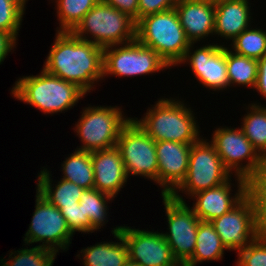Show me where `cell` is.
<instances>
[{"label":"cell","mask_w":266,"mask_h":266,"mask_svg":"<svg viewBox=\"0 0 266 266\" xmlns=\"http://www.w3.org/2000/svg\"><path fill=\"white\" fill-rule=\"evenodd\" d=\"M172 69L153 49L136 39L127 44L103 48V79L105 77H134Z\"/></svg>","instance_id":"8"},{"label":"cell","mask_w":266,"mask_h":266,"mask_svg":"<svg viewBox=\"0 0 266 266\" xmlns=\"http://www.w3.org/2000/svg\"><path fill=\"white\" fill-rule=\"evenodd\" d=\"M192 144L173 141L156 142L158 160L157 184L161 195H170L184 180Z\"/></svg>","instance_id":"17"},{"label":"cell","mask_w":266,"mask_h":266,"mask_svg":"<svg viewBox=\"0 0 266 266\" xmlns=\"http://www.w3.org/2000/svg\"><path fill=\"white\" fill-rule=\"evenodd\" d=\"M17 100L40 110L43 114H57L73 108L86 93L76 84L47 73L22 76L11 89Z\"/></svg>","instance_id":"3"},{"label":"cell","mask_w":266,"mask_h":266,"mask_svg":"<svg viewBox=\"0 0 266 266\" xmlns=\"http://www.w3.org/2000/svg\"><path fill=\"white\" fill-rule=\"evenodd\" d=\"M43 69L76 84L86 94L103 79V48L81 40L72 32H56Z\"/></svg>","instance_id":"1"},{"label":"cell","mask_w":266,"mask_h":266,"mask_svg":"<svg viewBox=\"0 0 266 266\" xmlns=\"http://www.w3.org/2000/svg\"><path fill=\"white\" fill-rule=\"evenodd\" d=\"M254 89L266 100V55L258 60V74Z\"/></svg>","instance_id":"38"},{"label":"cell","mask_w":266,"mask_h":266,"mask_svg":"<svg viewBox=\"0 0 266 266\" xmlns=\"http://www.w3.org/2000/svg\"><path fill=\"white\" fill-rule=\"evenodd\" d=\"M135 39L158 53L170 68L179 66L191 44L175 8L139 19L136 22Z\"/></svg>","instance_id":"4"},{"label":"cell","mask_w":266,"mask_h":266,"mask_svg":"<svg viewBox=\"0 0 266 266\" xmlns=\"http://www.w3.org/2000/svg\"><path fill=\"white\" fill-rule=\"evenodd\" d=\"M42 168L43 169L37 176L38 181L36 183V191L56 207H71L79 205L80 196L85 189L75 183L63 179H60L54 184L51 179L52 174L50 173L52 171L47 170L45 167Z\"/></svg>","instance_id":"22"},{"label":"cell","mask_w":266,"mask_h":266,"mask_svg":"<svg viewBox=\"0 0 266 266\" xmlns=\"http://www.w3.org/2000/svg\"><path fill=\"white\" fill-rule=\"evenodd\" d=\"M249 2V0H225L214 4V36H220L231 42L244 30L250 28L253 17Z\"/></svg>","instance_id":"20"},{"label":"cell","mask_w":266,"mask_h":266,"mask_svg":"<svg viewBox=\"0 0 266 266\" xmlns=\"http://www.w3.org/2000/svg\"><path fill=\"white\" fill-rule=\"evenodd\" d=\"M178 0H138V20L175 7Z\"/></svg>","instance_id":"35"},{"label":"cell","mask_w":266,"mask_h":266,"mask_svg":"<svg viewBox=\"0 0 266 266\" xmlns=\"http://www.w3.org/2000/svg\"><path fill=\"white\" fill-rule=\"evenodd\" d=\"M211 223L229 251L244 249L261 233L253 203L247 195Z\"/></svg>","instance_id":"14"},{"label":"cell","mask_w":266,"mask_h":266,"mask_svg":"<svg viewBox=\"0 0 266 266\" xmlns=\"http://www.w3.org/2000/svg\"><path fill=\"white\" fill-rule=\"evenodd\" d=\"M234 177L235 181L237 180L234 187L237 186L238 188L235 194L231 193L234 183H231L230 178L222 185L199 191L191 196L192 200L195 201L191 208L201 221L212 222L229 212L246 196V180L238 176Z\"/></svg>","instance_id":"16"},{"label":"cell","mask_w":266,"mask_h":266,"mask_svg":"<svg viewBox=\"0 0 266 266\" xmlns=\"http://www.w3.org/2000/svg\"><path fill=\"white\" fill-rule=\"evenodd\" d=\"M220 44L210 43L194 49V43H191L179 62V65L187 63L199 84L212 91H223L230 87L226 65V46L224 43Z\"/></svg>","instance_id":"13"},{"label":"cell","mask_w":266,"mask_h":266,"mask_svg":"<svg viewBox=\"0 0 266 266\" xmlns=\"http://www.w3.org/2000/svg\"><path fill=\"white\" fill-rule=\"evenodd\" d=\"M35 196V209L25 233L24 245L42 242L39 246L57 253L68 250L74 234L68 228L64 216L37 191Z\"/></svg>","instance_id":"11"},{"label":"cell","mask_w":266,"mask_h":266,"mask_svg":"<svg viewBox=\"0 0 266 266\" xmlns=\"http://www.w3.org/2000/svg\"><path fill=\"white\" fill-rule=\"evenodd\" d=\"M202 1L210 2V3L216 4V3H218V2H222V1H225V0H202Z\"/></svg>","instance_id":"40"},{"label":"cell","mask_w":266,"mask_h":266,"mask_svg":"<svg viewBox=\"0 0 266 266\" xmlns=\"http://www.w3.org/2000/svg\"><path fill=\"white\" fill-rule=\"evenodd\" d=\"M237 254V266H266V233H260Z\"/></svg>","instance_id":"33"},{"label":"cell","mask_w":266,"mask_h":266,"mask_svg":"<svg viewBox=\"0 0 266 266\" xmlns=\"http://www.w3.org/2000/svg\"><path fill=\"white\" fill-rule=\"evenodd\" d=\"M161 196L168 222V232H162V235L174 258L183 266L195 251L197 229L201 220L186 202L178 201L170 195Z\"/></svg>","instance_id":"12"},{"label":"cell","mask_w":266,"mask_h":266,"mask_svg":"<svg viewBox=\"0 0 266 266\" xmlns=\"http://www.w3.org/2000/svg\"><path fill=\"white\" fill-rule=\"evenodd\" d=\"M57 252L41 246L10 252L8 259H0L1 266H53ZM13 255V256H12ZM9 260V261H8Z\"/></svg>","instance_id":"30"},{"label":"cell","mask_w":266,"mask_h":266,"mask_svg":"<svg viewBox=\"0 0 266 266\" xmlns=\"http://www.w3.org/2000/svg\"><path fill=\"white\" fill-rule=\"evenodd\" d=\"M225 250L218 233L211 222L200 221L197 229L195 251L183 266H196L209 261L222 260Z\"/></svg>","instance_id":"23"},{"label":"cell","mask_w":266,"mask_h":266,"mask_svg":"<svg viewBox=\"0 0 266 266\" xmlns=\"http://www.w3.org/2000/svg\"><path fill=\"white\" fill-rule=\"evenodd\" d=\"M17 42L11 34L0 30V65L4 62L8 53L14 51Z\"/></svg>","instance_id":"37"},{"label":"cell","mask_w":266,"mask_h":266,"mask_svg":"<svg viewBox=\"0 0 266 266\" xmlns=\"http://www.w3.org/2000/svg\"><path fill=\"white\" fill-rule=\"evenodd\" d=\"M63 180L70 181L83 189L94 188V171L91 152L77 150L68 155L61 164Z\"/></svg>","instance_id":"25"},{"label":"cell","mask_w":266,"mask_h":266,"mask_svg":"<svg viewBox=\"0 0 266 266\" xmlns=\"http://www.w3.org/2000/svg\"><path fill=\"white\" fill-rule=\"evenodd\" d=\"M128 247V257L141 266H181L162 233L122 225L120 228Z\"/></svg>","instance_id":"15"},{"label":"cell","mask_w":266,"mask_h":266,"mask_svg":"<svg viewBox=\"0 0 266 266\" xmlns=\"http://www.w3.org/2000/svg\"><path fill=\"white\" fill-rule=\"evenodd\" d=\"M181 26L190 43L214 35L215 5L202 0H178L175 5Z\"/></svg>","instance_id":"19"},{"label":"cell","mask_w":266,"mask_h":266,"mask_svg":"<svg viewBox=\"0 0 266 266\" xmlns=\"http://www.w3.org/2000/svg\"><path fill=\"white\" fill-rule=\"evenodd\" d=\"M136 23L124 12L100 0L72 33L81 40L106 48L135 40Z\"/></svg>","instance_id":"5"},{"label":"cell","mask_w":266,"mask_h":266,"mask_svg":"<svg viewBox=\"0 0 266 266\" xmlns=\"http://www.w3.org/2000/svg\"><path fill=\"white\" fill-rule=\"evenodd\" d=\"M246 195L253 203L261 232L266 233V165L246 180Z\"/></svg>","instance_id":"31"},{"label":"cell","mask_w":266,"mask_h":266,"mask_svg":"<svg viewBox=\"0 0 266 266\" xmlns=\"http://www.w3.org/2000/svg\"><path fill=\"white\" fill-rule=\"evenodd\" d=\"M209 142L222 159L224 167L232 175L235 172L234 176L247 180L266 165L262 156L239 127L220 126L214 130Z\"/></svg>","instance_id":"9"},{"label":"cell","mask_w":266,"mask_h":266,"mask_svg":"<svg viewBox=\"0 0 266 266\" xmlns=\"http://www.w3.org/2000/svg\"><path fill=\"white\" fill-rule=\"evenodd\" d=\"M226 65L230 87L242 85L248 89L255 88L258 60L235 54L226 47Z\"/></svg>","instance_id":"27"},{"label":"cell","mask_w":266,"mask_h":266,"mask_svg":"<svg viewBox=\"0 0 266 266\" xmlns=\"http://www.w3.org/2000/svg\"><path fill=\"white\" fill-rule=\"evenodd\" d=\"M121 226H116L111 233L117 242L104 241L98 242L93 246H88L76 255L78 259L82 256L84 266H123L128 260V247L122 234L120 233ZM119 241V242H118ZM83 253V254H82Z\"/></svg>","instance_id":"21"},{"label":"cell","mask_w":266,"mask_h":266,"mask_svg":"<svg viewBox=\"0 0 266 266\" xmlns=\"http://www.w3.org/2000/svg\"><path fill=\"white\" fill-rule=\"evenodd\" d=\"M112 200H114L112 196L95 188L85 189L82 192L79 204L82 205L83 224L92 233L99 231L108 222V203Z\"/></svg>","instance_id":"24"},{"label":"cell","mask_w":266,"mask_h":266,"mask_svg":"<svg viewBox=\"0 0 266 266\" xmlns=\"http://www.w3.org/2000/svg\"><path fill=\"white\" fill-rule=\"evenodd\" d=\"M228 47L235 54L259 60L266 55V30L250 27L240 33Z\"/></svg>","instance_id":"29"},{"label":"cell","mask_w":266,"mask_h":266,"mask_svg":"<svg viewBox=\"0 0 266 266\" xmlns=\"http://www.w3.org/2000/svg\"><path fill=\"white\" fill-rule=\"evenodd\" d=\"M121 110V107L106 105L83 108L73 128L82 143L76 149L92 152L116 146L121 129L131 120Z\"/></svg>","instance_id":"7"},{"label":"cell","mask_w":266,"mask_h":266,"mask_svg":"<svg viewBox=\"0 0 266 266\" xmlns=\"http://www.w3.org/2000/svg\"><path fill=\"white\" fill-rule=\"evenodd\" d=\"M123 266H141L139 263L137 262H133L131 261L129 258L128 260L125 262V264Z\"/></svg>","instance_id":"39"},{"label":"cell","mask_w":266,"mask_h":266,"mask_svg":"<svg viewBox=\"0 0 266 266\" xmlns=\"http://www.w3.org/2000/svg\"><path fill=\"white\" fill-rule=\"evenodd\" d=\"M116 147L121 153L128 178L142 176L157 185L156 141L131 120L121 129Z\"/></svg>","instance_id":"10"},{"label":"cell","mask_w":266,"mask_h":266,"mask_svg":"<svg viewBox=\"0 0 266 266\" xmlns=\"http://www.w3.org/2000/svg\"><path fill=\"white\" fill-rule=\"evenodd\" d=\"M94 188L113 198L126 186L128 176L116 146L91 152ZM117 195V196H116Z\"/></svg>","instance_id":"18"},{"label":"cell","mask_w":266,"mask_h":266,"mask_svg":"<svg viewBox=\"0 0 266 266\" xmlns=\"http://www.w3.org/2000/svg\"><path fill=\"white\" fill-rule=\"evenodd\" d=\"M207 140L201 137L198 142L192 144L186 176L170 194L174 199L186 202L183 196L188 195L191 199L195 193L222 185L232 178L233 175L224 167L214 146Z\"/></svg>","instance_id":"6"},{"label":"cell","mask_w":266,"mask_h":266,"mask_svg":"<svg viewBox=\"0 0 266 266\" xmlns=\"http://www.w3.org/2000/svg\"><path fill=\"white\" fill-rule=\"evenodd\" d=\"M259 104L246 106L248 112L241 120V129L266 163V106Z\"/></svg>","instance_id":"26"},{"label":"cell","mask_w":266,"mask_h":266,"mask_svg":"<svg viewBox=\"0 0 266 266\" xmlns=\"http://www.w3.org/2000/svg\"><path fill=\"white\" fill-rule=\"evenodd\" d=\"M57 208L64 216L67 226L73 234H75V232H81L84 234L92 233L83 224V211L81 204L71 207H57Z\"/></svg>","instance_id":"34"},{"label":"cell","mask_w":266,"mask_h":266,"mask_svg":"<svg viewBox=\"0 0 266 266\" xmlns=\"http://www.w3.org/2000/svg\"><path fill=\"white\" fill-rule=\"evenodd\" d=\"M52 1V0H51ZM59 27L56 32H72L85 14L100 0H53Z\"/></svg>","instance_id":"28"},{"label":"cell","mask_w":266,"mask_h":266,"mask_svg":"<svg viewBox=\"0 0 266 266\" xmlns=\"http://www.w3.org/2000/svg\"><path fill=\"white\" fill-rule=\"evenodd\" d=\"M140 119H132L156 142L173 141L194 144L201 138L191 107L176 98H160Z\"/></svg>","instance_id":"2"},{"label":"cell","mask_w":266,"mask_h":266,"mask_svg":"<svg viewBox=\"0 0 266 266\" xmlns=\"http://www.w3.org/2000/svg\"><path fill=\"white\" fill-rule=\"evenodd\" d=\"M127 14L136 23L138 21V0H102Z\"/></svg>","instance_id":"36"},{"label":"cell","mask_w":266,"mask_h":266,"mask_svg":"<svg viewBox=\"0 0 266 266\" xmlns=\"http://www.w3.org/2000/svg\"><path fill=\"white\" fill-rule=\"evenodd\" d=\"M28 0H0V30L18 40Z\"/></svg>","instance_id":"32"}]
</instances>
